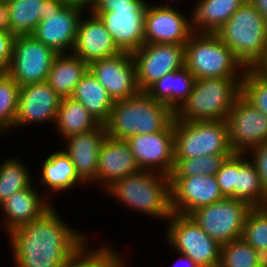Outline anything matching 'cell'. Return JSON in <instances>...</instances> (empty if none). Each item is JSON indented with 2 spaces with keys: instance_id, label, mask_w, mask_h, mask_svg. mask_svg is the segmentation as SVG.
Masks as SVG:
<instances>
[{
  "instance_id": "37",
  "label": "cell",
  "mask_w": 267,
  "mask_h": 267,
  "mask_svg": "<svg viewBox=\"0 0 267 267\" xmlns=\"http://www.w3.org/2000/svg\"><path fill=\"white\" fill-rule=\"evenodd\" d=\"M242 238L263 257L267 256V208L253 207L247 214Z\"/></svg>"
},
{
  "instance_id": "36",
  "label": "cell",
  "mask_w": 267,
  "mask_h": 267,
  "mask_svg": "<svg viewBox=\"0 0 267 267\" xmlns=\"http://www.w3.org/2000/svg\"><path fill=\"white\" fill-rule=\"evenodd\" d=\"M229 156L231 155H203L188 159H174L175 164L170 177L215 176Z\"/></svg>"
},
{
  "instance_id": "9",
  "label": "cell",
  "mask_w": 267,
  "mask_h": 267,
  "mask_svg": "<svg viewBox=\"0 0 267 267\" xmlns=\"http://www.w3.org/2000/svg\"><path fill=\"white\" fill-rule=\"evenodd\" d=\"M247 202L230 197L198 208L189 216L220 245L241 238L248 212Z\"/></svg>"
},
{
  "instance_id": "35",
  "label": "cell",
  "mask_w": 267,
  "mask_h": 267,
  "mask_svg": "<svg viewBox=\"0 0 267 267\" xmlns=\"http://www.w3.org/2000/svg\"><path fill=\"white\" fill-rule=\"evenodd\" d=\"M20 85L6 72H0V133L14 128Z\"/></svg>"
},
{
  "instance_id": "30",
  "label": "cell",
  "mask_w": 267,
  "mask_h": 267,
  "mask_svg": "<svg viewBox=\"0 0 267 267\" xmlns=\"http://www.w3.org/2000/svg\"><path fill=\"white\" fill-rule=\"evenodd\" d=\"M246 153H238V173L234 199L247 202L252 207H265L267 192L262 186L257 168Z\"/></svg>"
},
{
  "instance_id": "49",
  "label": "cell",
  "mask_w": 267,
  "mask_h": 267,
  "mask_svg": "<svg viewBox=\"0 0 267 267\" xmlns=\"http://www.w3.org/2000/svg\"><path fill=\"white\" fill-rule=\"evenodd\" d=\"M262 267H267V256L263 258Z\"/></svg>"
},
{
  "instance_id": "40",
  "label": "cell",
  "mask_w": 267,
  "mask_h": 267,
  "mask_svg": "<svg viewBox=\"0 0 267 267\" xmlns=\"http://www.w3.org/2000/svg\"><path fill=\"white\" fill-rule=\"evenodd\" d=\"M145 0H95L88 12H110L112 9L146 8Z\"/></svg>"
},
{
  "instance_id": "43",
  "label": "cell",
  "mask_w": 267,
  "mask_h": 267,
  "mask_svg": "<svg viewBox=\"0 0 267 267\" xmlns=\"http://www.w3.org/2000/svg\"><path fill=\"white\" fill-rule=\"evenodd\" d=\"M0 32L12 33L9 5L6 1H0Z\"/></svg>"
},
{
  "instance_id": "27",
  "label": "cell",
  "mask_w": 267,
  "mask_h": 267,
  "mask_svg": "<svg viewBox=\"0 0 267 267\" xmlns=\"http://www.w3.org/2000/svg\"><path fill=\"white\" fill-rule=\"evenodd\" d=\"M70 97L80 102L100 124L108 121L114 101L89 70L76 84Z\"/></svg>"
},
{
  "instance_id": "5",
  "label": "cell",
  "mask_w": 267,
  "mask_h": 267,
  "mask_svg": "<svg viewBox=\"0 0 267 267\" xmlns=\"http://www.w3.org/2000/svg\"><path fill=\"white\" fill-rule=\"evenodd\" d=\"M242 79H197L188 98L175 111V119L186 122L226 120L241 94Z\"/></svg>"
},
{
  "instance_id": "47",
  "label": "cell",
  "mask_w": 267,
  "mask_h": 267,
  "mask_svg": "<svg viewBox=\"0 0 267 267\" xmlns=\"http://www.w3.org/2000/svg\"><path fill=\"white\" fill-rule=\"evenodd\" d=\"M267 20V0H249Z\"/></svg>"
},
{
  "instance_id": "25",
  "label": "cell",
  "mask_w": 267,
  "mask_h": 267,
  "mask_svg": "<svg viewBox=\"0 0 267 267\" xmlns=\"http://www.w3.org/2000/svg\"><path fill=\"white\" fill-rule=\"evenodd\" d=\"M246 0H198L191 18L197 33H215Z\"/></svg>"
},
{
  "instance_id": "28",
  "label": "cell",
  "mask_w": 267,
  "mask_h": 267,
  "mask_svg": "<svg viewBox=\"0 0 267 267\" xmlns=\"http://www.w3.org/2000/svg\"><path fill=\"white\" fill-rule=\"evenodd\" d=\"M41 168L40 185L46 187V191H65L85 182L79 177L70 157L63 151H55L49 154L43 161Z\"/></svg>"
},
{
  "instance_id": "21",
  "label": "cell",
  "mask_w": 267,
  "mask_h": 267,
  "mask_svg": "<svg viewBox=\"0 0 267 267\" xmlns=\"http://www.w3.org/2000/svg\"><path fill=\"white\" fill-rule=\"evenodd\" d=\"M139 171L129 144L106 136L100 146L97 178L92 184L97 181L107 190L116 181Z\"/></svg>"
},
{
  "instance_id": "2",
  "label": "cell",
  "mask_w": 267,
  "mask_h": 267,
  "mask_svg": "<svg viewBox=\"0 0 267 267\" xmlns=\"http://www.w3.org/2000/svg\"><path fill=\"white\" fill-rule=\"evenodd\" d=\"M174 119L171 108L140 91L128 99L114 101L104 125L108 137L126 141L133 135L164 131Z\"/></svg>"
},
{
  "instance_id": "12",
  "label": "cell",
  "mask_w": 267,
  "mask_h": 267,
  "mask_svg": "<svg viewBox=\"0 0 267 267\" xmlns=\"http://www.w3.org/2000/svg\"><path fill=\"white\" fill-rule=\"evenodd\" d=\"M132 56L140 91H146L166 74L184 67V45L181 44L144 43Z\"/></svg>"
},
{
  "instance_id": "42",
  "label": "cell",
  "mask_w": 267,
  "mask_h": 267,
  "mask_svg": "<svg viewBox=\"0 0 267 267\" xmlns=\"http://www.w3.org/2000/svg\"><path fill=\"white\" fill-rule=\"evenodd\" d=\"M14 38L12 33L0 32V70L2 71L10 65Z\"/></svg>"
},
{
  "instance_id": "4",
  "label": "cell",
  "mask_w": 267,
  "mask_h": 267,
  "mask_svg": "<svg viewBox=\"0 0 267 267\" xmlns=\"http://www.w3.org/2000/svg\"><path fill=\"white\" fill-rule=\"evenodd\" d=\"M245 68H253L267 44V20L249 1L215 32Z\"/></svg>"
},
{
  "instance_id": "20",
  "label": "cell",
  "mask_w": 267,
  "mask_h": 267,
  "mask_svg": "<svg viewBox=\"0 0 267 267\" xmlns=\"http://www.w3.org/2000/svg\"><path fill=\"white\" fill-rule=\"evenodd\" d=\"M89 14L86 19L81 16L79 20L77 38L72 51L88 65L121 52L101 20L96 15Z\"/></svg>"
},
{
  "instance_id": "33",
  "label": "cell",
  "mask_w": 267,
  "mask_h": 267,
  "mask_svg": "<svg viewBox=\"0 0 267 267\" xmlns=\"http://www.w3.org/2000/svg\"><path fill=\"white\" fill-rule=\"evenodd\" d=\"M87 245L88 243L59 267H127L122 255L115 252L113 247L102 245L96 250L88 251Z\"/></svg>"
},
{
  "instance_id": "31",
  "label": "cell",
  "mask_w": 267,
  "mask_h": 267,
  "mask_svg": "<svg viewBox=\"0 0 267 267\" xmlns=\"http://www.w3.org/2000/svg\"><path fill=\"white\" fill-rule=\"evenodd\" d=\"M7 3L12 34L32 35L42 21L44 0H10Z\"/></svg>"
},
{
  "instance_id": "34",
  "label": "cell",
  "mask_w": 267,
  "mask_h": 267,
  "mask_svg": "<svg viewBox=\"0 0 267 267\" xmlns=\"http://www.w3.org/2000/svg\"><path fill=\"white\" fill-rule=\"evenodd\" d=\"M263 258L241 237L221 245L218 267H262Z\"/></svg>"
},
{
  "instance_id": "13",
  "label": "cell",
  "mask_w": 267,
  "mask_h": 267,
  "mask_svg": "<svg viewBox=\"0 0 267 267\" xmlns=\"http://www.w3.org/2000/svg\"><path fill=\"white\" fill-rule=\"evenodd\" d=\"M126 142L140 170L171 175L175 164L174 121L164 131L133 135Z\"/></svg>"
},
{
  "instance_id": "19",
  "label": "cell",
  "mask_w": 267,
  "mask_h": 267,
  "mask_svg": "<svg viewBox=\"0 0 267 267\" xmlns=\"http://www.w3.org/2000/svg\"><path fill=\"white\" fill-rule=\"evenodd\" d=\"M145 9L122 8L90 13L96 15L105 25L121 52L133 53L145 43Z\"/></svg>"
},
{
  "instance_id": "22",
  "label": "cell",
  "mask_w": 267,
  "mask_h": 267,
  "mask_svg": "<svg viewBox=\"0 0 267 267\" xmlns=\"http://www.w3.org/2000/svg\"><path fill=\"white\" fill-rule=\"evenodd\" d=\"M106 127L100 124L88 132L72 135L64 141L67 148L63 151L70 157L79 177L86 183L97 178L100 146L106 138Z\"/></svg>"
},
{
  "instance_id": "6",
  "label": "cell",
  "mask_w": 267,
  "mask_h": 267,
  "mask_svg": "<svg viewBox=\"0 0 267 267\" xmlns=\"http://www.w3.org/2000/svg\"><path fill=\"white\" fill-rule=\"evenodd\" d=\"M184 56V66L196 80L243 78L246 70L215 33L194 32L184 45Z\"/></svg>"
},
{
  "instance_id": "32",
  "label": "cell",
  "mask_w": 267,
  "mask_h": 267,
  "mask_svg": "<svg viewBox=\"0 0 267 267\" xmlns=\"http://www.w3.org/2000/svg\"><path fill=\"white\" fill-rule=\"evenodd\" d=\"M28 169L17 158H8L0 164V204L33 184V177Z\"/></svg>"
},
{
  "instance_id": "24",
  "label": "cell",
  "mask_w": 267,
  "mask_h": 267,
  "mask_svg": "<svg viewBox=\"0 0 267 267\" xmlns=\"http://www.w3.org/2000/svg\"><path fill=\"white\" fill-rule=\"evenodd\" d=\"M195 81L196 78L184 66L157 80L146 92L154 100L166 104L175 112L192 92Z\"/></svg>"
},
{
  "instance_id": "45",
  "label": "cell",
  "mask_w": 267,
  "mask_h": 267,
  "mask_svg": "<svg viewBox=\"0 0 267 267\" xmlns=\"http://www.w3.org/2000/svg\"><path fill=\"white\" fill-rule=\"evenodd\" d=\"M252 69L259 73L261 76L267 78V44L262 58L256 63V65Z\"/></svg>"
},
{
  "instance_id": "48",
  "label": "cell",
  "mask_w": 267,
  "mask_h": 267,
  "mask_svg": "<svg viewBox=\"0 0 267 267\" xmlns=\"http://www.w3.org/2000/svg\"><path fill=\"white\" fill-rule=\"evenodd\" d=\"M180 254V258H179V262L181 261V263H182V261L184 262V264L185 263H187V264H185V265H187V267H200V266H198L190 257H188L187 255H185V254H182V253H179ZM181 259V260H180ZM176 263H178V262H176ZM176 265V264H175ZM173 266V267H177V265L176 266ZM183 266V265H182Z\"/></svg>"
},
{
  "instance_id": "17",
  "label": "cell",
  "mask_w": 267,
  "mask_h": 267,
  "mask_svg": "<svg viewBox=\"0 0 267 267\" xmlns=\"http://www.w3.org/2000/svg\"><path fill=\"white\" fill-rule=\"evenodd\" d=\"M84 13L86 12L81 7L65 4L57 13L40 21L32 35L57 54L72 53L78 23Z\"/></svg>"
},
{
  "instance_id": "44",
  "label": "cell",
  "mask_w": 267,
  "mask_h": 267,
  "mask_svg": "<svg viewBox=\"0 0 267 267\" xmlns=\"http://www.w3.org/2000/svg\"><path fill=\"white\" fill-rule=\"evenodd\" d=\"M64 5L63 0H44L42 21L46 20L47 16L57 13Z\"/></svg>"
},
{
  "instance_id": "18",
  "label": "cell",
  "mask_w": 267,
  "mask_h": 267,
  "mask_svg": "<svg viewBox=\"0 0 267 267\" xmlns=\"http://www.w3.org/2000/svg\"><path fill=\"white\" fill-rule=\"evenodd\" d=\"M61 99L47 82L20 86L14 128L46 121L55 124Z\"/></svg>"
},
{
  "instance_id": "10",
  "label": "cell",
  "mask_w": 267,
  "mask_h": 267,
  "mask_svg": "<svg viewBox=\"0 0 267 267\" xmlns=\"http://www.w3.org/2000/svg\"><path fill=\"white\" fill-rule=\"evenodd\" d=\"M56 55L33 35L15 36L12 59L5 71L20 86L46 82Z\"/></svg>"
},
{
  "instance_id": "46",
  "label": "cell",
  "mask_w": 267,
  "mask_h": 267,
  "mask_svg": "<svg viewBox=\"0 0 267 267\" xmlns=\"http://www.w3.org/2000/svg\"><path fill=\"white\" fill-rule=\"evenodd\" d=\"M95 0H63L67 5H74L83 8L84 10H90Z\"/></svg>"
},
{
  "instance_id": "7",
  "label": "cell",
  "mask_w": 267,
  "mask_h": 267,
  "mask_svg": "<svg viewBox=\"0 0 267 267\" xmlns=\"http://www.w3.org/2000/svg\"><path fill=\"white\" fill-rule=\"evenodd\" d=\"M233 153L226 120L186 122L174 119V159Z\"/></svg>"
},
{
  "instance_id": "39",
  "label": "cell",
  "mask_w": 267,
  "mask_h": 267,
  "mask_svg": "<svg viewBox=\"0 0 267 267\" xmlns=\"http://www.w3.org/2000/svg\"><path fill=\"white\" fill-rule=\"evenodd\" d=\"M236 173H238V153H233L226 158L215 175L220 192L224 197L234 198Z\"/></svg>"
},
{
  "instance_id": "23",
  "label": "cell",
  "mask_w": 267,
  "mask_h": 267,
  "mask_svg": "<svg viewBox=\"0 0 267 267\" xmlns=\"http://www.w3.org/2000/svg\"><path fill=\"white\" fill-rule=\"evenodd\" d=\"M33 188V184L17 193H14L2 204L0 209L3 210L5 222L3 227L6 228L7 234L13 230L26 225L27 223L39 218L52 205L50 199L43 197ZM41 195V196H40Z\"/></svg>"
},
{
  "instance_id": "15",
  "label": "cell",
  "mask_w": 267,
  "mask_h": 267,
  "mask_svg": "<svg viewBox=\"0 0 267 267\" xmlns=\"http://www.w3.org/2000/svg\"><path fill=\"white\" fill-rule=\"evenodd\" d=\"M145 9V43L185 45L194 33L191 18L188 19L174 7L149 5Z\"/></svg>"
},
{
  "instance_id": "29",
  "label": "cell",
  "mask_w": 267,
  "mask_h": 267,
  "mask_svg": "<svg viewBox=\"0 0 267 267\" xmlns=\"http://www.w3.org/2000/svg\"><path fill=\"white\" fill-rule=\"evenodd\" d=\"M57 131L63 140L72 135L95 129L100 123L78 101L71 97L61 99L55 121Z\"/></svg>"
},
{
  "instance_id": "16",
  "label": "cell",
  "mask_w": 267,
  "mask_h": 267,
  "mask_svg": "<svg viewBox=\"0 0 267 267\" xmlns=\"http://www.w3.org/2000/svg\"><path fill=\"white\" fill-rule=\"evenodd\" d=\"M172 213L189 216L223 199L216 176L170 177Z\"/></svg>"
},
{
  "instance_id": "3",
  "label": "cell",
  "mask_w": 267,
  "mask_h": 267,
  "mask_svg": "<svg viewBox=\"0 0 267 267\" xmlns=\"http://www.w3.org/2000/svg\"><path fill=\"white\" fill-rule=\"evenodd\" d=\"M106 192L135 211L168 219L171 209L170 176L151 170H140L116 181Z\"/></svg>"
},
{
  "instance_id": "8",
  "label": "cell",
  "mask_w": 267,
  "mask_h": 267,
  "mask_svg": "<svg viewBox=\"0 0 267 267\" xmlns=\"http://www.w3.org/2000/svg\"><path fill=\"white\" fill-rule=\"evenodd\" d=\"M166 237L176 252L190 257L200 267H218L221 245L187 215L172 213Z\"/></svg>"
},
{
  "instance_id": "41",
  "label": "cell",
  "mask_w": 267,
  "mask_h": 267,
  "mask_svg": "<svg viewBox=\"0 0 267 267\" xmlns=\"http://www.w3.org/2000/svg\"><path fill=\"white\" fill-rule=\"evenodd\" d=\"M247 155H249L250 159L254 162L262 186L267 192V141L260 146L250 150Z\"/></svg>"
},
{
  "instance_id": "11",
  "label": "cell",
  "mask_w": 267,
  "mask_h": 267,
  "mask_svg": "<svg viewBox=\"0 0 267 267\" xmlns=\"http://www.w3.org/2000/svg\"><path fill=\"white\" fill-rule=\"evenodd\" d=\"M229 144L234 153H248L267 141V117L241 94L227 116Z\"/></svg>"
},
{
  "instance_id": "38",
  "label": "cell",
  "mask_w": 267,
  "mask_h": 267,
  "mask_svg": "<svg viewBox=\"0 0 267 267\" xmlns=\"http://www.w3.org/2000/svg\"><path fill=\"white\" fill-rule=\"evenodd\" d=\"M241 95L267 117V78L246 68L241 81Z\"/></svg>"
},
{
  "instance_id": "26",
  "label": "cell",
  "mask_w": 267,
  "mask_h": 267,
  "mask_svg": "<svg viewBox=\"0 0 267 267\" xmlns=\"http://www.w3.org/2000/svg\"><path fill=\"white\" fill-rule=\"evenodd\" d=\"M87 71L88 64L73 53L57 54L46 82L61 98L70 97Z\"/></svg>"
},
{
  "instance_id": "1",
  "label": "cell",
  "mask_w": 267,
  "mask_h": 267,
  "mask_svg": "<svg viewBox=\"0 0 267 267\" xmlns=\"http://www.w3.org/2000/svg\"><path fill=\"white\" fill-rule=\"evenodd\" d=\"M57 212L51 206L9 233L15 267H59L87 243Z\"/></svg>"
},
{
  "instance_id": "14",
  "label": "cell",
  "mask_w": 267,
  "mask_h": 267,
  "mask_svg": "<svg viewBox=\"0 0 267 267\" xmlns=\"http://www.w3.org/2000/svg\"><path fill=\"white\" fill-rule=\"evenodd\" d=\"M88 70L113 101L128 99L140 92L132 53L120 52L113 57L91 62Z\"/></svg>"
}]
</instances>
